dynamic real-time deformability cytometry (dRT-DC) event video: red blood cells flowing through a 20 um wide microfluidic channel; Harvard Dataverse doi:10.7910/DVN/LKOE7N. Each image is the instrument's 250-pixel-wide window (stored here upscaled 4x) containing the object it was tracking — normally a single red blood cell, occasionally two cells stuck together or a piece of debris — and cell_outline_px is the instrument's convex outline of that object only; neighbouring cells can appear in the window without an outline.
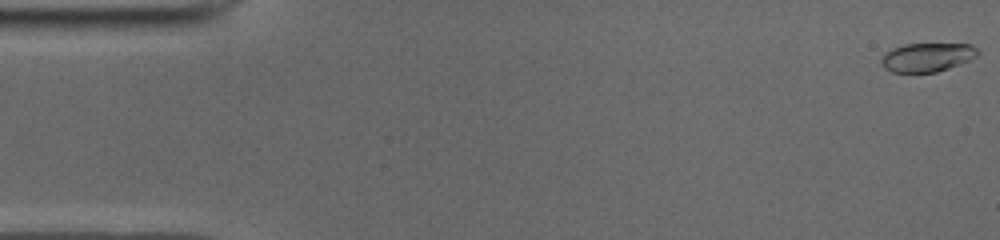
{"species": "common noctule bat (a hibernating species)", "species_latin": "Nyctalus noctula", "temperature_condition": "cold", "stored_images_in_passage": 51, "camera_frame_rate_fps": 3000, "um_per_image_px": 0.085, "animal": {"sex": "male", "body_mass_g": 19.0, "forearm_length_mm": 50.8}, "frame": {"image": 1, "passage_image": 1, "time_ms": 0.0, "image_size_px": [1000, 240], "cell_outline_px": [[980, 52], [976, 56], [960, 64], [936, 72], [892, 72], [884, 68], [880, 60], [892, 48], [904, 44], [972, 44]], "centroid_in_image_um": [78.82, 4.86], "position_along_channel_um": 6.2, "area_um2": 16.01}}
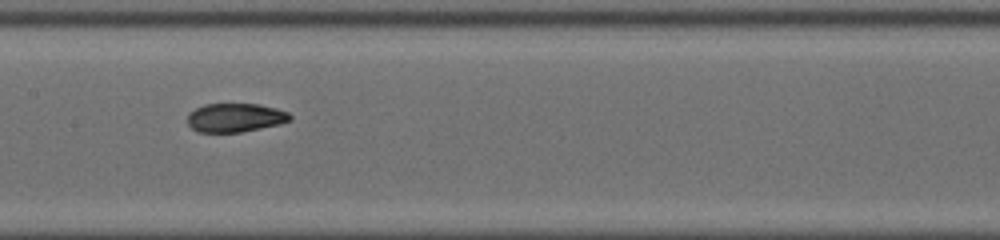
{"frame": {"image": 2, "passage_image": 25, "time_ms": 8.0, "image_size_px": [1000, 240], "cell_outline_px": [[292, 120], [280, 124], [240, 132], [200, 132], [192, 128], [188, 124], [188, 112], [204, 104], [260, 104], [276, 108], [288, 112], [292, 116]], "centroid_in_image_um": [20.01, 9.99], "position_along_channel_um": 187.4, "area_um2": 17.22}}
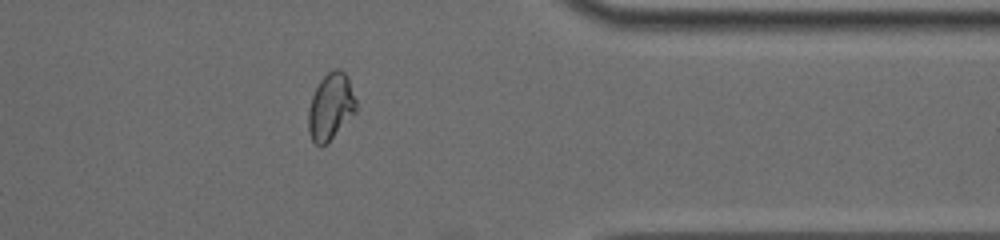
{"frame": {"image": 3, "passage_image": 41, "time_ms": 13.333, "image_size_px": [1000, 240], "cell_outline_px": [[356, 112], [320, 148], [312, 140], [308, 128], [308, 108], [312, 96], [320, 80], [328, 72], [336, 68], [340, 68], [348, 76], [356, 100]], "centroid_in_image_um": [28.1, 9.02], "position_along_channel_um": 383.3, "area_um2": 18.32}, "authors_computed_cell_mechanics": {"area_um2": 17.629, "velocity_mm_per_s": 3.9487, "shape_relaxation_time_tau1_ms": 9.5933, "shape_relaxation_time_tau2_ms": 1.3555, "deformation_change_tau1": 0.2533, "deformation_change_tau2": 0.0625}}